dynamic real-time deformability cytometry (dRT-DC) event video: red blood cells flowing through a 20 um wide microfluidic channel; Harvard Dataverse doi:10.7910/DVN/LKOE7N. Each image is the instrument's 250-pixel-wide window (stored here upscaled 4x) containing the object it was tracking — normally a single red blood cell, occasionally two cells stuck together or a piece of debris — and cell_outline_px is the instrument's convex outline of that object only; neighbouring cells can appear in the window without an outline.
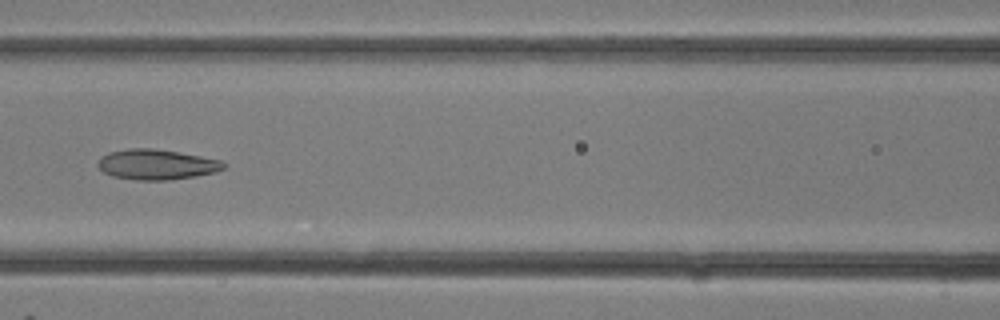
{"species": "common noctule bat (a hibernating species)", "species_latin": "Nyctalus noctula", "temperature_condition": "room temperature", "stored_images_in_passage": 19, "camera_frame_rate_fps": 3000, "um_per_image_px": 0.085, "animal": {"sex": "female"}, "frame": {"image": 1, "passage_image": 14, "time_ms": 4.333, "image_size_px": [1000, 320], "cell_outline_px": [[228, 164], [224, 168], [216, 172], [196, 176], [168, 180], [136, 180], [112, 176], [104, 172], [96, 164], [100, 156], [108, 152], [128, 148], [152, 148], [200, 156], [220, 160]], "centroid_in_image_um": [13.29, 13.98], "position_along_channel_um": 153.3, "area_um2": 22.25}}
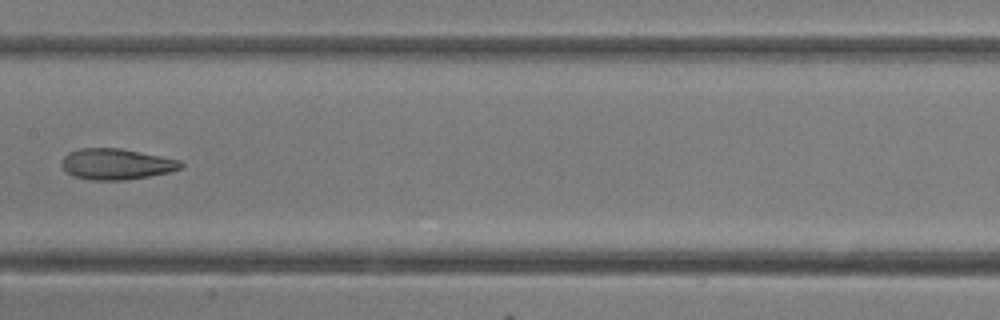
{"frame": {"image": 2, "passage_image": 16, "time_ms": 5.0, "image_size_px": [1000, 320], "cell_outline_px": [[184, 168], [172, 172], [124, 180], [92, 180], [72, 176], [60, 164], [64, 156], [68, 152], [80, 148], [120, 148], [180, 160], [184, 164]], "centroid_in_image_um": [9.91, 13.95], "position_along_channel_um": 197.5, "area_um2": 21.56}}
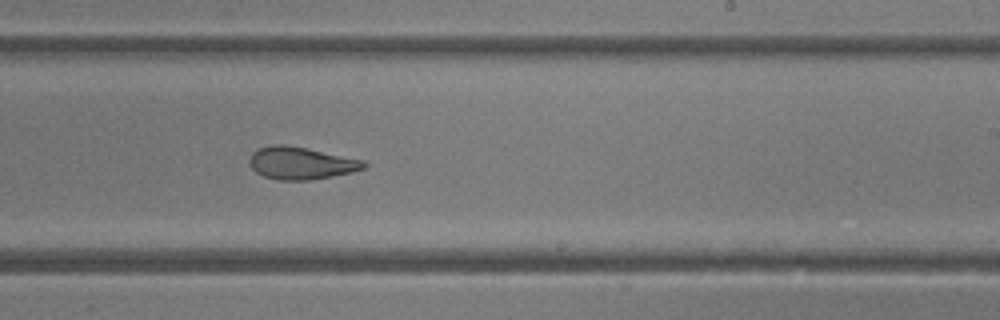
{"frame": {"image": 3, "passage_image": 19, "time_ms": 6.0, "image_size_px": [1000, 320], "cell_outline_px": [[368, 164], [364, 168], [352, 172], [332, 176], [308, 180], [280, 180], [264, 176], [256, 172], [252, 168], [248, 160], [252, 152], [260, 148], [272, 144], [280, 144], [304, 148], [364, 160]], "centroid_in_image_um": [25.57, 13.87], "position_along_channel_um": 263.4, "area_um2": 21.33}}